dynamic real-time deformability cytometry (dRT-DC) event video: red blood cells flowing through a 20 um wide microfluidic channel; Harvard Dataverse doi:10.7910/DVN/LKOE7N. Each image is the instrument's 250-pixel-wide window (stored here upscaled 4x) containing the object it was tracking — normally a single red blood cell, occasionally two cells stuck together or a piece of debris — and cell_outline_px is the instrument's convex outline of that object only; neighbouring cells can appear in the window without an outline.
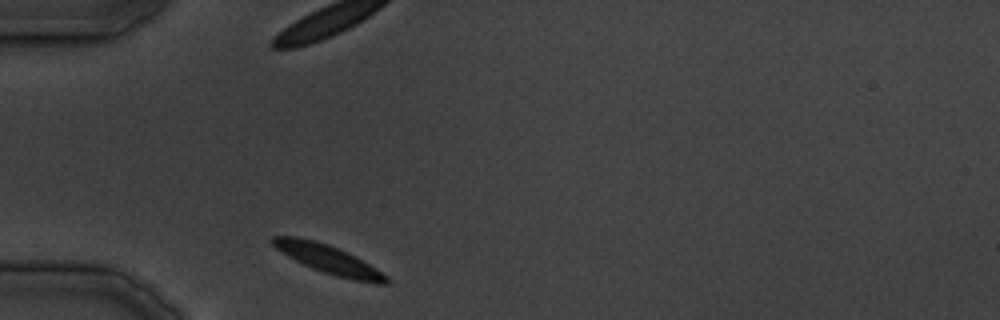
{"species": "common noctule bat (a hibernating species)", "species_latin": "Nyctalus noctula", "temperature_condition": "cold", "stored_images_in_passage": 23, "camera_frame_rate_fps": 3000, "um_per_image_px": 0.085, "animal": {"sex": "male", "body_mass_g": 19.5, "forearm_length_mm": 54.6}, "frame": {"image": 1, "passage_image": 1, "time_ms": 0.0, "image_size_px": [1000, 320], "cell_outline_px": [[392, 280], [388, 284], [376, 284], [336, 276], [312, 268], [288, 256], [276, 248], [268, 240], [272, 236], [296, 236], [316, 240], [328, 244], [348, 252], [356, 256], [376, 268], [388, 276]], "centroid_in_image_um": [27.95, 22.03], "position_along_channel_um": 57.1, "area_um2": 19.07}}